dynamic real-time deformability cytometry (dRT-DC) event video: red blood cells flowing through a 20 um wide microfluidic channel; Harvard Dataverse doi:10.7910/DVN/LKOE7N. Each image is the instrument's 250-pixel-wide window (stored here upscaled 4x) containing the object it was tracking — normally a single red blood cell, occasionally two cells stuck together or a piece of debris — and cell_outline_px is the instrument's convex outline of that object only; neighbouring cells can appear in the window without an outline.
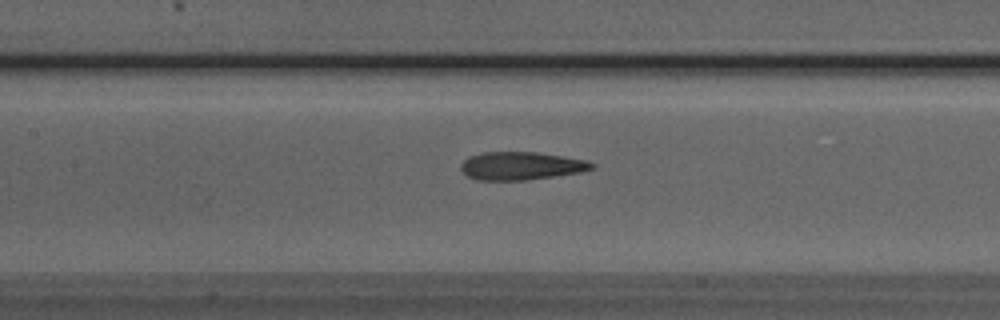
{"species": "Egyptian fruit bat (a non-hibernating species)", "species_latin": "Rousettus aegyptiacus", "temperature_condition": "room temperature", "stored_images_in_passage": 12, "camera_frame_rate_fps": 3000, "um_per_image_px": 0.085, "animal": {"sex": "male"}, "frame": {"image": 1, "passage_image": 10, "time_ms": 3.0, "image_size_px": [1000, 320], "cell_outline_px": [[596, 168], [580, 172], [524, 180], [476, 180], [468, 176], [460, 168], [460, 164], [468, 156], [484, 152], [536, 152], [588, 160], [596, 164]], "centroid_in_image_um": [44.3, 14.09], "position_along_channel_um": 163.1, "area_um2": 21.39}}